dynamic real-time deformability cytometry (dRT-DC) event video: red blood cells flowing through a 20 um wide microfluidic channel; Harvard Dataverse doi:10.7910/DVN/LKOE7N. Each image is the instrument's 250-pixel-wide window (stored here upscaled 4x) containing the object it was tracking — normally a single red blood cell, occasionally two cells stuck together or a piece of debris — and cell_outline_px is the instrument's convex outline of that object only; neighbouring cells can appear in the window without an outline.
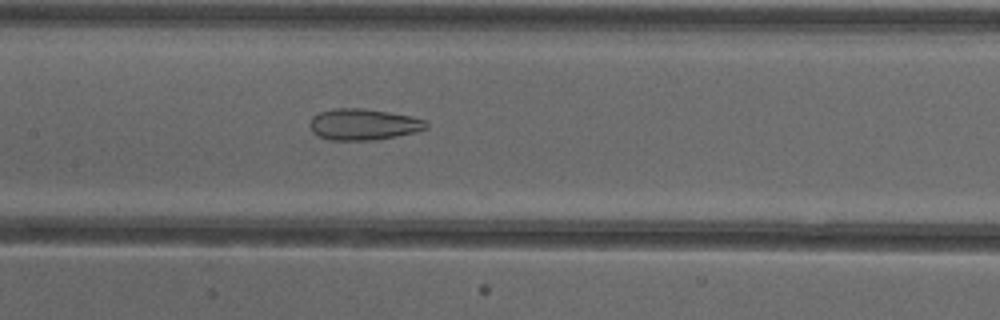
{"species": "common noctule bat (a hibernating species)", "species_latin": "Nyctalus noctula", "temperature_condition": "cold", "stored_images_in_passage": 19, "camera_frame_rate_fps": 3000, "um_per_image_px": 0.085, "animal": {"sex": "female"}, "frame": {"image": 1, "passage_image": 13, "time_ms": 4.0, "image_size_px": [1000, 320], "cell_outline_px": [[428, 128], [416, 132], [372, 140], [328, 140], [312, 132], [308, 124], [312, 116], [320, 112], [336, 108], [364, 108], [412, 116], [428, 120]], "centroid_in_image_um": [30.89, 10.57], "position_along_channel_um": 176.5, "area_um2": 21.33}}
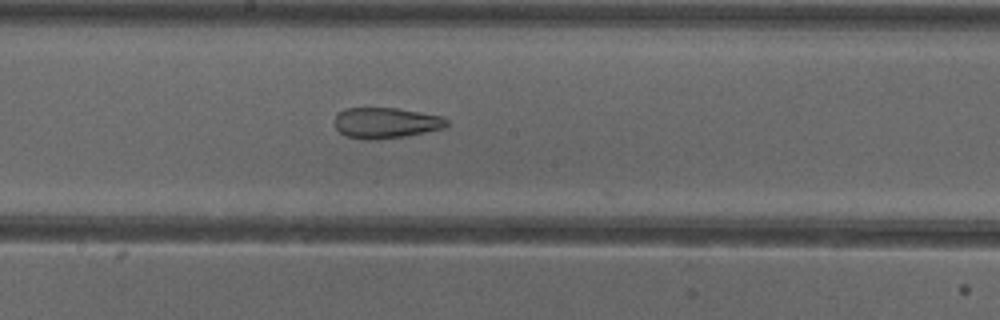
{"frame": {"image": 2, "passage_image": 16, "time_ms": 5.0, "image_size_px": [1000, 320], "cell_outline_px": [[448, 124], [444, 128], [404, 136], [368, 140], [364, 140], [344, 136], [336, 128], [332, 120], [336, 112], [344, 108], [396, 108], [444, 116], [448, 120]], "centroid_in_image_um": [32.74, 10.43], "position_along_channel_um": 215.5, "area_um2": 20.35}}